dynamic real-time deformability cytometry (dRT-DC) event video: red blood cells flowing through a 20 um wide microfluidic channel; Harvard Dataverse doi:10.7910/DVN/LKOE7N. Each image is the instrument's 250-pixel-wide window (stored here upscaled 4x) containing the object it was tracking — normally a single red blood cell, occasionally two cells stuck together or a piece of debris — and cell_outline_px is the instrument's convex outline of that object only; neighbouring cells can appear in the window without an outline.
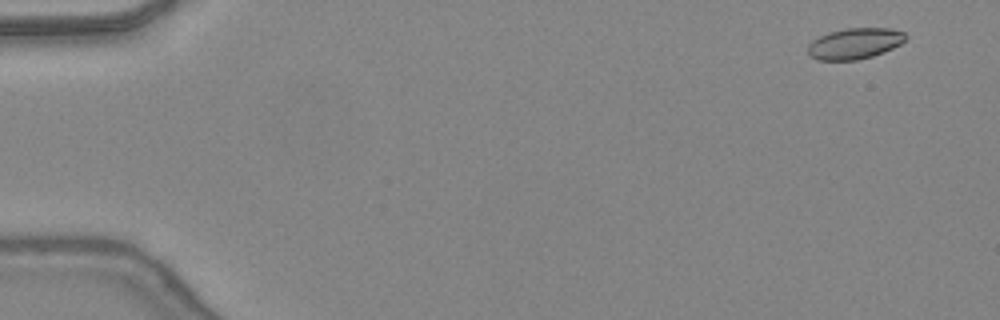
{"species": "common noctule bat (a hibernating species)", "species_latin": "Nyctalus noctula", "temperature_condition": "warm", "stored_images_in_passage": 49, "camera_frame_rate_fps": 3000, "um_per_image_px": 0.085, "animal": {"sex": "female", "body_mass_g": 24.6, "forearm_length_mm": 56.2}, "frame": {"image": 1, "passage_image": 4, "time_ms": 1.0, "image_size_px": [1000, 320], "cell_outline_px": [[908, 36], [900, 44], [884, 52], [872, 56], [856, 60], [816, 60], [808, 52], [808, 44], [812, 40], [828, 32], [848, 28], [888, 28], [904, 32]], "centroid_in_image_um": [72.65, 3.7], "position_along_channel_um": 12.4, "area_um2": 17.57}}
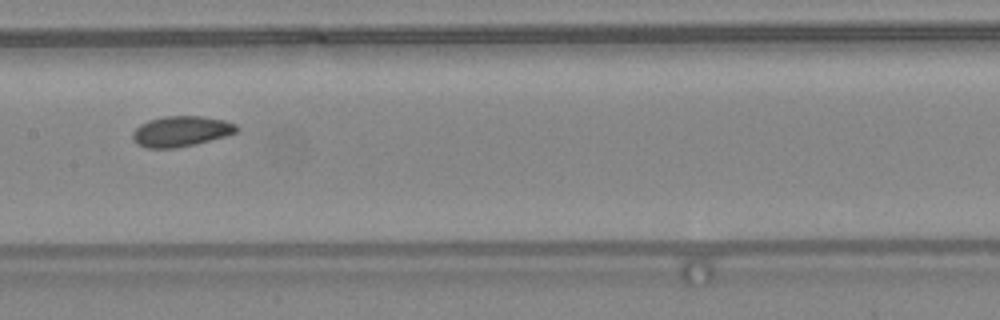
{"frame": {"image": 2, "passage_image": 26, "time_ms": 8.333, "image_size_px": [1000, 320], "cell_outline_px": [[240, 128], [236, 132], [224, 136], [196, 144], [176, 148], [144, 148], [136, 144], [132, 140], [132, 132], [140, 124], [148, 120], [164, 116], [200, 116], [224, 120], [236, 124]], "centroid_in_image_um": [15.35, 11.17], "position_along_channel_um": 192.1, "area_um2": 18.61}}
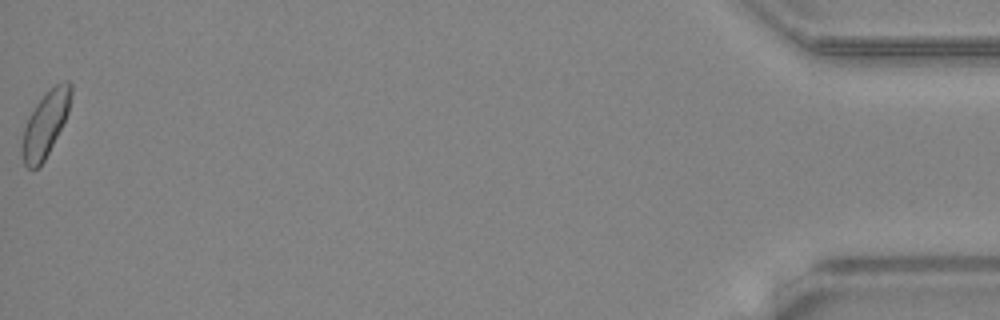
{"frame": {"image": 3, "passage_image": 49, "time_ms": 16.0, "image_size_px": [1000, 320], "cell_outline_px": [[72, 92], [68, 112], [44, 160], [36, 168], [28, 168], [24, 164], [20, 152], [20, 144], [24, 128], [36, 104], [60, 80], [72, 80]], "centroid_in_image_um": [3.85, 10.53], "position_along_channel_um": 431.4, "area_um2": 18.21}, "authors_computed_cell_mechanics": {"area_um2": 18.0914, "velocity_mm_per_s": 4.3907, "shape_relaxation_time_tau1_ms": 5.6367, "shape_relaxation_time_tau2_ms": 2.0206, "deformation_change_tau1": 0.0968, "deformation_change_tau2": 0.0573}}